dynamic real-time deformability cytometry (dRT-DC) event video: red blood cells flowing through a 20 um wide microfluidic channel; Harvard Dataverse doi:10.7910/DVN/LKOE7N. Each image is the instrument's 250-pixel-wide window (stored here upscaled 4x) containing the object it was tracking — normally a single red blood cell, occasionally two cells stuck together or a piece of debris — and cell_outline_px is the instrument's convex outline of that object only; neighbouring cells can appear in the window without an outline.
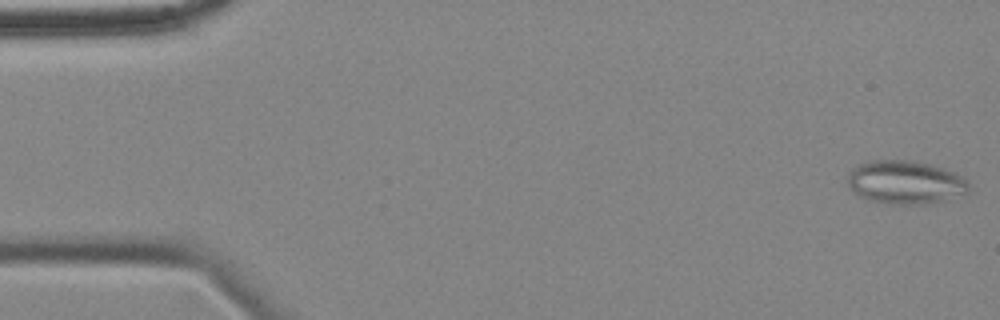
{"species": "common noctule bat (a hibernating species)", "species_latin": "Nyctalus noctula", "temperature_condition": "cold", "stored_images_in_passage": 56, "segment_of_instrument_passage": [1, 2], "camera_frame_rate_fps": 3000, "um_per_image_px": 0.085, "animal": {"sex": "female", "body_mass_g": 18.4}, "frame": {"image": 1, "passage_image": 1, "time_ms": 0.0, "image_size_px": [1000, 320], "cell_outline_px": [[968, 192], [944, 200], [924, 204], [888, 204], [868, 200], [852, 192], [848, 188], [848, 172], [852, 168], [868, 160], [912, 160], [944, 168], [956, 172], [968, 180]], "centroid_in_image_um": [76.92, 15.49], "position_along_channel_um": 8.1, "area_um2": 30.92}}